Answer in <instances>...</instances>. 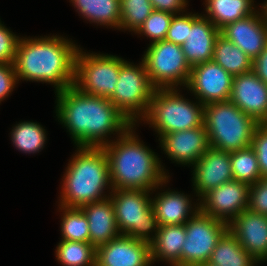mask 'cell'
Segmentation results:
<instances>
[{"label": "cell", "mask_w": 267, "mask_h": 266, "mask_svg": "<svg viewBox=\"0 0 267 266\" xmlns=\"http://www.w3.org/2000/svg\"><path fill=\"white\" fill-rule=\"evenodd\" d=\"M56 97V116L77 147H103L109 143L107 135H123L133 126L109 99L85 94L74 85Z\"/></svg>", "instance_id": "cell-1"}, {"label": "cell", "mask_w": 267, "mask_h": 266, "mask_svg": "<svg viewBox=\"0 0 267 266\" xmlns=\"http://www.w3.org/2000/svg\"><path fill=\"white\" fill-rule=\"evenodd\" d=\"M77 46L63 37L19 38L14 59L17 79L52 83L56 93L74 85Z\"/></svg>", "instance_id": "cell-2"}, {"label": "cell", "mask_w": 267, "mask_h": 266, "mask_svg": "<svg viewBox=\"0 0 267 266\" xmlns=\"http://www.w3.org/2000/svg\"><path fill=\"white\" fill-rule=\"evenodd\" d=\"M133 127L119 135L117 141L103 146L109 160L111 188L156 190L166 184L169 176L155 152L135 137Z\"/></svg>", "instance_id": "cell-3"}, {"label": "cell", "mask_w": 267, "mask_h": 266, "mask_svg": "<svg viewBox=\"0 0 267 266\" xmlns=\"http://www.w3.org/2000/svg\"><path fill=\"white\" fill-rule=\"evenodd\" d=\"M64 175L61 206L81 208L109 198L103 196L111 186L109 160L103 147H78Z\"/></svg>", "instance_id": "cell-4"}, {"label": "cell", "mask_w": 267, "mask_h": 266, "mask_svg": "<svg viewBox=\"0 0 267 266\" xmlns=\"http://www.w3.org/2000/svg\"><path fill=\"white\" fill-rule=\"evenodd\" d=\"M258 125L230 100L204 105V126L213 148L233 152L251 146Z\"/></svg>", "instance_id": "cell-5"}, {"label": "cell", "mask_w": 267, "mask_h": 266, "mask_svg": "<svg viewBox=\"0 0 267 266\" xmlns=\"http://www.w3.org/2000/svg\"><path fill=\"white\" fill-rule=\"evenodd\" d=\"M177 92V88L155 89L142 119L155 128L160 138L204 125V105L189 102Z\"/></svg>", "instance_id": "cell-6"}, {"label": "cell", "mask_w": 267, "mask_h": 266, "mask_svg": "<svg viewBox=\"0 0 267 266\" xmlns=\"http://www.w3.org/2000/svg\"><path fill=\"white\" fill-rule=\"evenodd\" d=\"M113 204L118 230L121 235L151 243L150 232L157 234L159 224L154 215L148 190L112 189Z\"/></svg>", "instance_id": "cell-7"}, {"label": "cell", "mask_w": 267, "mask_h": 266, "mask_svg": "<svg viewBox=\"0 0 267 266\" xmlns=\"http://www.w3.org/2000/svg\"><path fill=\"white\" fill-rule=\"evenodd\" d=\"M154 91L143 60L139 66L125 61L120 67L115 91L109 100L135 125L136 118L146 115Z\"/></svg>", "instance_id": "cell-8"}, {"label": "cell", "mask_w": 267, "mask_h": 266, "mask_svg": "<svg viewBox=\"0 0 267 266\" xmlns=\"http://www.w3.org/2000/svg\"><path fill=\"white\" fill-rule=\"evenodd\" d=\"M142 60L155 89L187 85L191 66L185 58L182 46L166 40L151 43Z\"/></svg>", "instance_id": "cell-9"}, {"label": "cell", "mask_w": 267, "mask_h": 266, "mask_svg": "<svg viewBox=\"0 0 267 266\" xmlns=\"http://www.w3.org/2000/svg\"><path fill=\"white\" fill-rule=\"evenodd\" d=\"M125 61L113 55L87 54L78 48L74 86L85 94L109 99L115 91L120 67Z\"/></svg>", "instance_id": "cell-10"}, {"label": "cell", "mask_w": 267, "mask_h": 266, "mask_svg": "<svg viewBox=\"0 0 267 266\" xmlns=\"http://www.w3.org/2000/svg\"><path fill=\"white\" fill-rule=\"evenodd\" d=\"M186 239L181 250V266L207 263L228 224L200 210L185 223Z\"/></svg>", "instance_id": "cell-11"}, {"label": "cell", "mask_w": 267, "mask_h": 266, "mask_svg": "<svg viewBox=\"0 0 267 266\" xmlns=\"http://www.w3.org/2000/svg\"><path fill=\"white\" fill-rule=\"evenodd\" d=\"M249 187L248 184L235 180L224 183L202 196L199 210L229 224L248 209Z\"/></svg>", "instance_id": "cell-12"}, {"label": "cell", "mask_w": 267, "mask_h": 266, "mask_svg": "<svg viewBox=\"0 0 267 266\" xmlns=\"http://www.w3.org/2000/svg\"><path fill=\"white\" fill-rule=\"evenodd\" d=\"M233 76L213 60L191 68L188 88L203 105L229 100Z\"/></svg>", "instance_id": "cell-13"}, {"label": "cell", "mask_w": 267, "mask_h": 266, "mask_svg": "<svg viewBox=\"0 0 267 266\" xmlns=\"http://www.w3.org/2000/svg\"><path fill=\"white\" fill-rule=\"evenodd\" d=\"M150 244L119 235L96 248L95 266H150Z\"/></svg>", "instance_id": "cell-14"}, {"label": "cell", "mask_w": 267, "mask_h": 266, "mask_svg": "<svg viewBox=\"0 0 267 266\" xmlns=\"http://www.w3.org/2000/svg\"><path fill=\"white\" fill-rule=\"evenodd\" d=\"M229 100L259 124L267 123V85L253 71L233 77Z\"/></svg>", "instance_id": "cell-15"}, {"label": "cell", "mask_w": 267, "mask_h": 266, "mask_svg": "<svg viewBox=\"0 0 267 266\" xmlns=\"http://www.w3.org/2000/svg\"><path fill=\"white\" fill-rule=\"evenodd\" d=\"M229 23L220 29V35L233 42L252 60H254L267 44V20L263 11Z\"/></svg>", "instance_id": "cell-16"}, {"label": "cell", "mask_w": 267, "mask_h": 266, "mask_svg": "<svg viewBox=\"0 0 267 266\" xmlns=\"http://www.w3.org/2000/svg\"><path fill=\"white\" fill-rule=\"evenodd\" d=\"M228 230L258 262L267 261V216L242 211L228 224Z\"/></svg>", "instance_id": "cell-17"}, {"label": "cell", "mask_w": 267, "mask_h": 266, "mask_svg": "<svg viewBox=\"0 0 267 266\" xmlns=\"http://www.w3.org/2000/svg\"><path fill=\"white\" fill-rule=\"evenodd\" d=\"M194 167L193 186L200 198L211 189L234 180L230 152L210 146Z\"/></svg>", "instance_id": "cell-18"}, {"label": "cell", "mask_w": 267, "mask_h": 266, "mask_svg": "<svg viewBox=\"0 0 267 266\" xmlns=\"http://www.w3.org/2000/svg\"><path fill=\"white\" fill-rule=\"evenodd\" d=\"M166 155L174 162L194 165L210 147L205 126L171 132L159 138Z\"/></svg>", "instance_id": "cell-19"}, {"label": "cell", "mask_w": 267, "mask_h": 266, "mask_svg": "<svg viewBox=\"0 0 267 266\" xmlns=\"http://www.w3.org/2000/svg\"><path fill=\"white\" fill-rule=\"evenodd\" d=\"M220 30L211 20L198 14H191V29L182 45L183 53L191 68L212 60L214 44Z\"/></svg>", "instance_id": "cell-20"}, {"label": "cell", "mask_w": 267, "mask_h": 266, "mask_svg": "<svg viewBox=\"0 0 267 266\" xmlns=\"http://www.w3.org/2000/svg\"><path fill=\"white\" fill-rule=\"evenodd\" d=\"M81 209L89 224V242L95 248L121 235L110 197L84 205Z\"/></svg>", "instance_id": "cell-21"}, {"label": "cell", "mask_w": 267, "mask_h": 266, "mask_svg": "<svg viewBox=\"0 0 267 266\" xmlns=\"http://www.w3.org/2000/svg\"><path fill=\"white\" fill-rule=\"evenodd\" d=\"M183 194L166 191L151 200V206L159 226L183 225L199 211V204L198 207L195 205V210H191V201ZM189 214L192 216L190 217Z\"/></svg>", "instance_id": "cell-22"}, {"label": "cell", "mask_w": 267, "mask_h": 266, "mask_svg": "<svg viewBox=\"0 0 267 266\" xmlns=\"http://www.w3.org/2000/svg\"><path fill=\"white\" fill-rule=\"evenodd\" d=\"M152 238L150 251L152 263L155 259L170 262L172 266H181V250L186 239L185 224L159 226Z\"/></svg>", "instance_id": "cell-23"}, {"label": "cell", "mask_w": 267, "mask_h": 266, "mask_svg": "<svg viewBox=\"0 0 267 266\" xmlns=\"http://www.w3.org/2000/svg\"><path fill=\"white\" fill-rule=\"evenodd\" d=\"M254 0H206L208 18L220 30L229 23L243 19L255 11Z\"/></svg>", "instance_id": "cell-24"}, {"label": "cell", "mask_w": 267, "mask_h": 266, "mask_svg": "<svg viewBox=\"0 0 267 266\" xmlns=\"http://www.w3.org/2000/svg\"><path fill=\"white\" fill-rule=\"evenodd\" d=\"M208 262L215 266H254L259 263L229 230L218 240Z\"/></svg>", "instance_id": "cell-25"}, {"label": "cell", "mask_w": 267, "mask_h": 266, "mask_svg": "<svg viewBox=\"0 0 267 266\" xmlns=\"http://www.w3.org/2000/svg\"><path fill=\"white\" fill-rule=\"evenodd\" d=\"M212 60L233 77L252 71L253 60L221 35L216 38Z\"/></svg>", "instance_id": "cell-26"}, {"label": "cell", "mask_w": 267, "mask_h": 266, "mask_svg": "<svg viewBox=\"0 0 267 266\" xmlns=\"http://www.w3.org/2000/svg\"><path fill=\"white\" fill-rule=\"evenodd\" d=\"M90 22L119 28L120 0H70Z\"/></svg>", "instance_id": "cell-27"}, {"label": "cell", "mask_w": 267, "mask_h": 266, "mask_svg": "<svg viewBox=\"0 0 267 266\" xmlns=\"http://www.w3.org/2000/svg\"><path fill=\"white\" fill-rule=\"evenodd\" d=\"M230 161L235 181L251 186L262 178L257 155L252 146L230 152Z\"/></svg>", "instance_id": "cell-28"}, {"label": "cell", "mask_w": 267, "mask_h": 266, "mask_svg": "<svg viewBox=\"0 0 267 266\" xmlns=\"http://www.w3.org/2000/svg\"><path fill=\"white\" fill-rule=\"evenodd\" d=\"M56 256L64 266H95L96 248L90 242L61 240Z\"/></svg>", "instance_id": "cell-29"}, {"label": "cell", "mask_w": 267, "mask_h": 266, "mask_svg": "<svg viewBox=\"0 0 267 266\" xmlns=\"http://www.w3.org/2000/svg\"><path fill=\"white\" fill-rule=\"evenodd\" d=\"M12 129L11 139L17 149L24 153H36L43 149L45 129L36 122H20Z\"/></svg>", "instance_id": "cell-30"}, {"label": "cell", "mask_w": 267, "mask_h": 266, "mask_svg": "<svg viewBox=\"0 0 267 266\" xmlns=\"http://www.w3.org/2000/svg\"><path fill=\"white\" fill-rule=\"evenodd\" d=\"M61 223L62 240L89 242V224L81 208L64 207Z\"/></svg>", "instance_id": "cell-31"}, {"label": "cell", "mask_w": 267, "mask_h": 266, "mask_svg": "<svg viewBox=\"0 0 267 266\" xmlns=\"http://www.w3.org/2000/svg\"><path fill=\"white\" fill-rule=\"evenodd\" d=\"M154 11L150 0H120V26L136 32Z\"/></svg>", "instance_id": "cell-32"}, {"label": "cell", "mask_w": 267, "mask_h": 266, "mask_svg": "<svg viewBox=\"0 0 267 266\" xmlns=\"http://www.w3.org/2000/svg\"><path fill=\"white\" fill-rule=\"evenodd\" d=\"M173 15L154 10L135 33L151 38V43L165 40Z\"/></svg>", "instance_id": "cell-33"}, {"label": "cell", "mask_w": 267, "mask_h": 266, "mask_svg": "<svg viewBox=\"0 0 267 266\" xmlns=\"http://www.w3.org/2000/svg\"><path fill=\"white\" fill-rule=\"evenodd\" d=\"M248 210L267 216V177L249 187Z\"/></svg>", "instance_id": "cell-34"}, {"label": "cell", "mask_w": 267, "mask_h": 266, "mask_svg": "<svg viewBox=\"0 0 267 266\" xmlns=\"http://www.w3.org/2000/svg\"><path fill=\"white\" fill-rule=\"evenodd\" d=\"M190 29H191V13L184 15L182 14V16L181 15L177 16V14H174L171 19L165 40L182 46L186 41Z\"/></svg>", "instance_id": "cell-35"}, {"label": "cell", "mask_w": 267, "mask_h": 266, "mask_svg": "<svg viewBox=\"0 0 267 266\" xmlns=\"http://www.w3.org/2000/svg\"><path fill=\"white\" fill-rule=\"evenodd\" d=\"M251 146L256 152L261 176L267 177V123L256 127Z\"/></svg>", "instance_id": "cell-36"}, {"label": "cell", "mask_w": 267, "mask_h": 266, "mask_svg": "<svg viewBox=\"0 0 267 266\" xmlns=\"http://www.w3.org/2000/svg\"><path fill=\"white\" fill-rule=\"evenodd\" d=\"M19 37L0 22V63L13 64Z\"/></svg>", "instance_id": "cell-37"}, {"label": "cell", "mask_w": 267, "mask_h": 266, "mask_svg": "<svg viewBox=\"0 0 267 266\" xmlns=\"http://www.w3.org/2000/svg\"><path fill=\"white\" fill-rule=\"evenodd\" d=\"M18 82L13 64L0 63V102L12 92Z\"/></svg>", "instance_id": "cell-38"}, {"label": "cell", "mask_w": 267, "mask_h": 266, "mask_svg": "<svg viewBox=\"0 0 267 266\" xmlns=\"http://www.w3.org/2000/svg\"><path fill=\"white\" fill-rule=\"evenodd\" d=\"M186 0H150L154 10L177 14L185 9ZM180 11V12H179Z\"/></svg>", "instance_id": "cell-39"}, {"label": "cell", "mask_w": 267, "mask_h": 266, "mask_svg": "<svg viewBox=\"0 0 267 266\" xmlns=\"http://www.w3.org/2000/svg\"><path fill=\"white\" fill-rule=\"evenodd\" d=\"M252 62V71L267 85V44Z\"/></svg>", "instance_id": "cell-40"}, {"label": "cell", "mask_w": 267, "mask_h": 266, "mask_svg": "<svg viewBox=\"0 0 267 266\" xmlns=\"http://www.w3.org/2000/svg\"><path fill=\"white\" fill-rule=\"evenodd\" d=\"M263 9H261V11H263L265 19L267 20V1L262 5Z\"/></svg>", "instance_id": "cell-41"}, {"label": "cell", "mask_w": 267, "mask_h": 266, "mask_svg": "<svg viewBox=\"0 0 267 266\" xmlns=\"http://www.w3.org/2000/svg\"><path fill=\"white\" fill-rule=\"evenodd\" d=\"M197 266H215V265H212V264H210L209 262H207V263L199 264V265H197Z\"/></svg>", "instance_id": "cell-42"}]
</instances>
